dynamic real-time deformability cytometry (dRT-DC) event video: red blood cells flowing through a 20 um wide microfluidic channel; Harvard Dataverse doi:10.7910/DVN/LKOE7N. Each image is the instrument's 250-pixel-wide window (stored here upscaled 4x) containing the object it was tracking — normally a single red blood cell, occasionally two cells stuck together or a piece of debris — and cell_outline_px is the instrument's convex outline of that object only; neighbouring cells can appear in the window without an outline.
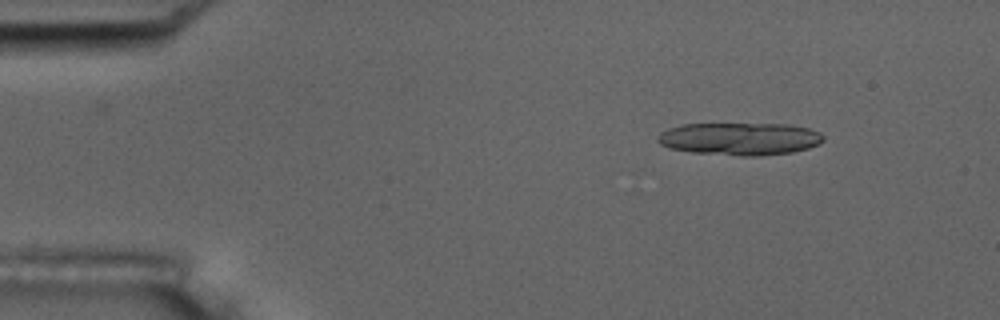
{"species": "common noctule bat (a hibernating species)", "species_latin": "Nyctalus noctula", "temperature_condition": "room temperature", "stored_images_in_passage": 7, "camera_frame_rate_fps": 3000, "um_per_image_px": 0.085, "animal": {"sex": "male", "body_mass_g": 17.5, "forearm_length_mm": 52.3}, "frame": {"image": 1, "passage_image": 2, "time_ms": 0.333, "image_size_px": [1000, 320], "cell_outline_px": [[824, 140], [820, 144], [808, 148], [792, 152], [760, 156], [740, 156], [692, 152], [672, 148], [660, 144], [656, 140], [656, 136], [660, 132], [668, 128], [680, 124], [788, 124], [808, 128], [820, 132], [824, 136]], "centroid_in_image_um": [62.88, 11.8], "position_along_channel_um": 22.1, "area_um2": 31.67}}